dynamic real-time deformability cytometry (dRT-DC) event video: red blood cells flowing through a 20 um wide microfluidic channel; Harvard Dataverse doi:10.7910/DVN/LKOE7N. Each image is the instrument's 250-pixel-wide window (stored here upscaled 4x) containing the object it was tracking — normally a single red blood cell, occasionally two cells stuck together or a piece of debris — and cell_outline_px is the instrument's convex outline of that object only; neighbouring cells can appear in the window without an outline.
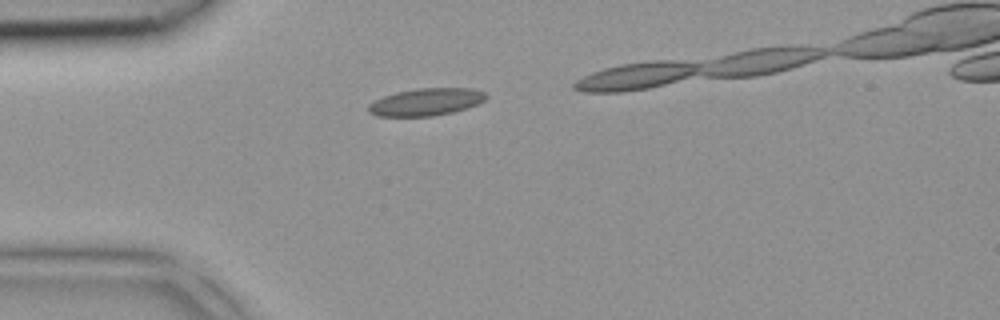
{"species": "common noctule bat (a hibernating species)", "species_latin": "Nyctalus noctula", "temperature_condition": "room temperature", "stored_images_in_passage": 2, "camera_frame_rate_fps": 3000, "um_per_image_px": 0.085, "animal": {"sex": "female", "body_mass_g": 18.4}, "frame": {"image": 1, "passage_image": 1, "time_ms": 0.0, "image_size_px": [1000, 320], "cell_outline_px": [[488, 96], [484, 100], [468, 108], [452, 112], [432, 116], [376, 116], [368, 112], [368, 104], [384, 96], [396, 92], [416, 88], [468, 88], [484, 92]], "centroid_in_image_um": [36.2, 8.66], "position_along_channel_um": 48.8, "area_um2": 18.67}}